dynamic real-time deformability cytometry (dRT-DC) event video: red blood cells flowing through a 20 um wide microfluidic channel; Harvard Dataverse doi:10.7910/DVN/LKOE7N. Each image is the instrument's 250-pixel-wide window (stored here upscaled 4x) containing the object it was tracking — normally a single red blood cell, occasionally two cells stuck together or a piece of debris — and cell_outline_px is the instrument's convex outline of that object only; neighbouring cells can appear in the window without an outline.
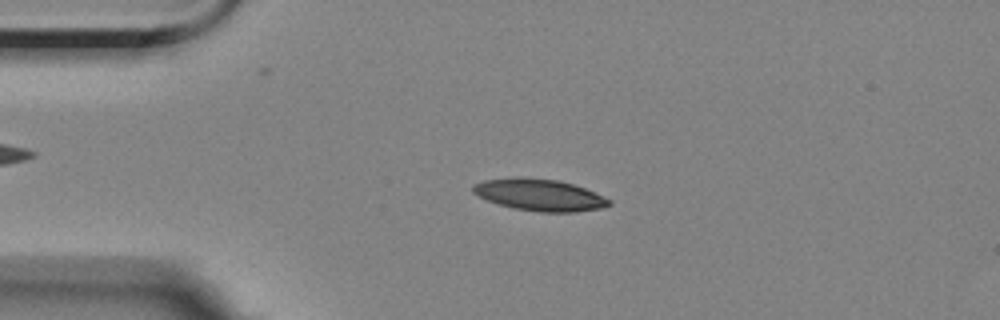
{"species": "Egyptian fruit bat (a non-hibernating species)", "species_latin": "Rousettus aegyptiacus", "temperature_condition": "room temperature", "stored_images_in_passage": 56, "camera_frame_rate_fps": 3000, "um_per_image_px": 0.085, "animal": {"sex": "female"}, "frame": {"image": 1, "passage_image": 12, "time_ms": 3.667, "image_size_px": [1000, 320], "cell_outline_px": [[612, 204], [600, 208], [576, 212], [540, 212], [512, 208], [488, 200], [472, 192], [472, 184], [484, 180], [516, 176], [524, 176], [560, 180], [584, 188], [612, 200]], "centroid_in_image_um": [45.84, 16.55], "position_along_channel_um": 39.2, "area_um2": 25.37}}
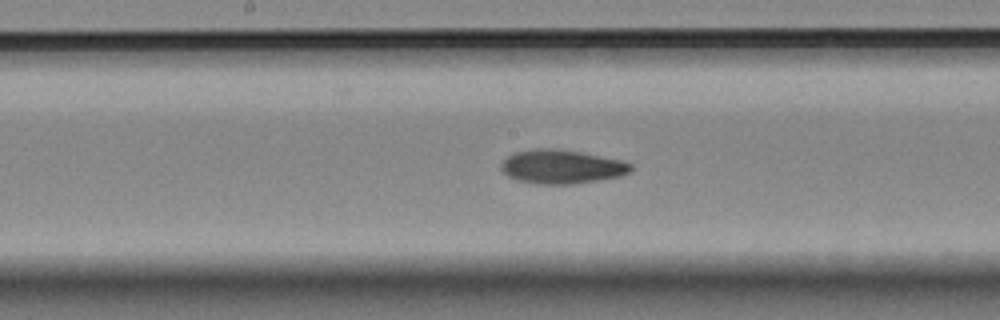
{"frame": {"image": 2, "passage_image": 28, "time_ms": 9.0, "image_size_px": [1000, 320], "cell_outline_px": [[632, 172], [620, 176], [572, 184], [540, 184], [516, 180], [508, 176], [500, 168], [500, 164], [508, 156], [516, 152], [536, 148], [548, 148], [580, 152], [624, 160], [632, 164]], "centroid_in_image_um": [47.76, 14.17], "position_along_channel_um": 200.4, "area_um2": 25.55}}
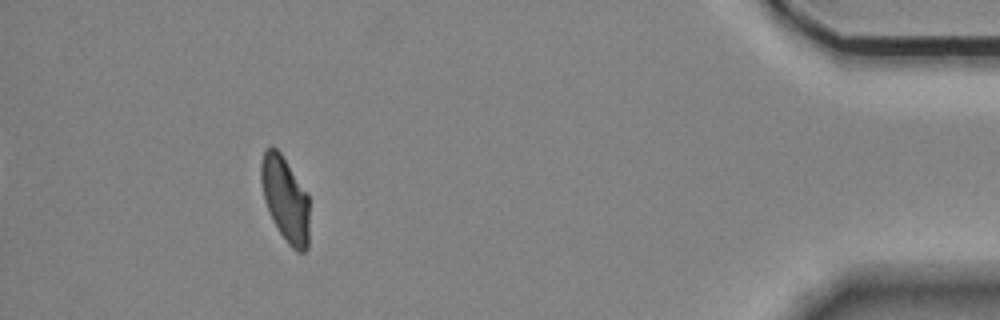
{"frame": {"image": 3, "passage_image": 51, "time_ms": 16.667, "image_size_px": [1000, 320], "cell_outline_px": [[308, 248], [304, 252], [296, 252], [288, 244], [272, 220], [264, 200], [260, 180], [260, 164], [264, 148], [272, 144], [280, 152], [308, 196]], "centroid_in_image_um": [24.21, 16.9], "position_along_channel_um": 411.0, "area_um2": 23.87}, "authors_computed_cell_mechanics": {"area_um2": 24.8251, "velocity_mm_per_s": 3.5032, "shape_relaxation_time_tau1_ms": 11.3943, "shape_relaxation_time_tau2_ms": 3.7028, "deformation_change_tau1": 0.2478, "deformation_change_tau2": 0.0884}}